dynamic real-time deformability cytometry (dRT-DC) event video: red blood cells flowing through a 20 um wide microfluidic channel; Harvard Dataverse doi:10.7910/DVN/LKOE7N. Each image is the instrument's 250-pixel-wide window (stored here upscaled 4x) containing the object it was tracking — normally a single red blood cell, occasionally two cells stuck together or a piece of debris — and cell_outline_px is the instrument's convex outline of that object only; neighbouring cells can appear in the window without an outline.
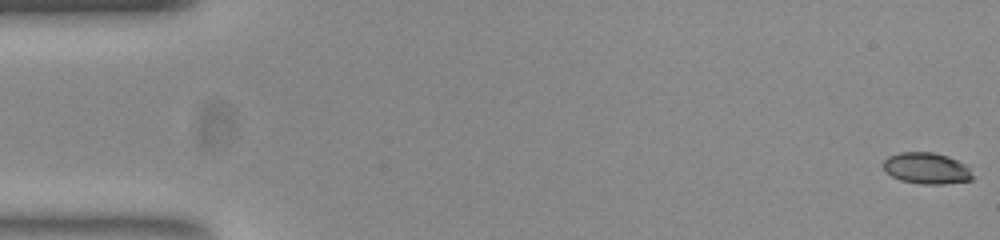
{"species": "common noctule bat (a hibernating species)", "species_latin": "Nyctalus noctula", "temperature_condition": "room temperature", "stored_images_in_passage": 54, "camera_frame_rate_fps": 3000, "um_per_image_px": 0.085, "animal": {"sex": "female", "body_mass_g": 23.0, "forearm_length_mm": 53.4}, "frame": {"image": 1, "passage_image": 1, "time_ms": 0.0, "image_size_px": [1000, 240], "cell_outline_px": [[976, 176], [972, 180], [940, 184], [920, 184], [900, 180], [884, 172], [884, 160], [888, 156], [900, 152], [932, 152], [948, 156], [964, 164]], "centroid_in_image_um": [78.76, 14.31], "position_along_channel_um": 6.2, "area_um2": 16.36}}
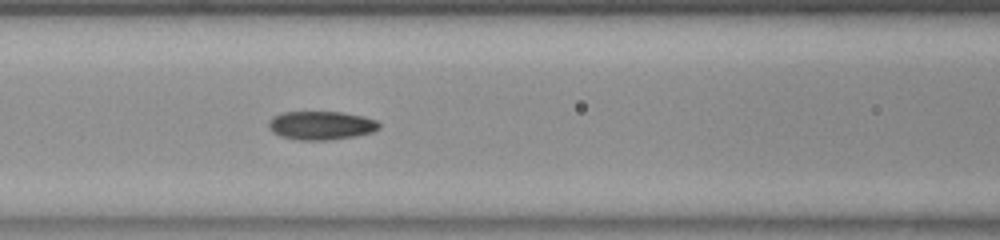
{"frame": {"image": 2, "passage_image": 23, "time_ms": 7.333, "image_size_px": [1000, 240], "cell_outline_px": [[380, 128], [372, 132], [352, 136], [324, 140], [300, 140], [280, 136], [268, 128], [268, 120], [272, 116], [284, 112], [340, 112], [364, 116], [376, 120], [380, 124]], "centroid_in_image_um": [27.27, 10.65], "position_along_channel_um": 139.3, "area_um2": 18.32}}
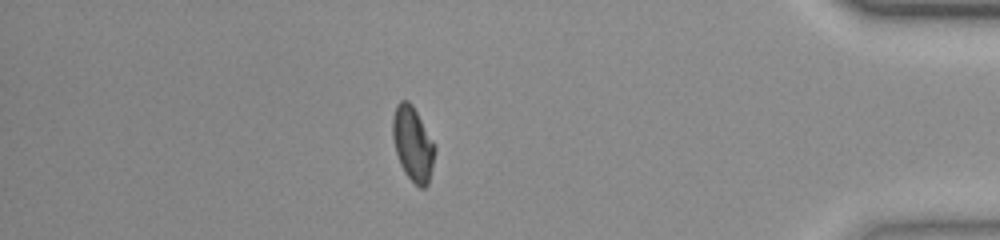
{"frame": {"image": 3, "passage_image": 47, "time_ms": 15.333, "image_size_px": [1000, 240], "cell_outline_px": [[436, 148], [428, 184], [424, 188], [420, 188], [404, 172], [400, 164], [396, 152], [392, 136], [392, 120], [396, 104], [400, 100], [408, 100], [412, 104], [432, 140]], "centroid_in_image_um": [35.07, 12.21], "position_along_channel_um": 400.1, "area_um2": 18.09}, "authors_computed_cell_mechanics": {"area_um2": 17.8602, "velocity_mm_per_s": 3.7989, "shape_relaxation_time_tau1_ms": 7.5592, "shape_relaxation_time_tau2_ms": 2.1127, "deformation_change_tau1": 0.229, "deformation_change_tau2": 0.0729}}